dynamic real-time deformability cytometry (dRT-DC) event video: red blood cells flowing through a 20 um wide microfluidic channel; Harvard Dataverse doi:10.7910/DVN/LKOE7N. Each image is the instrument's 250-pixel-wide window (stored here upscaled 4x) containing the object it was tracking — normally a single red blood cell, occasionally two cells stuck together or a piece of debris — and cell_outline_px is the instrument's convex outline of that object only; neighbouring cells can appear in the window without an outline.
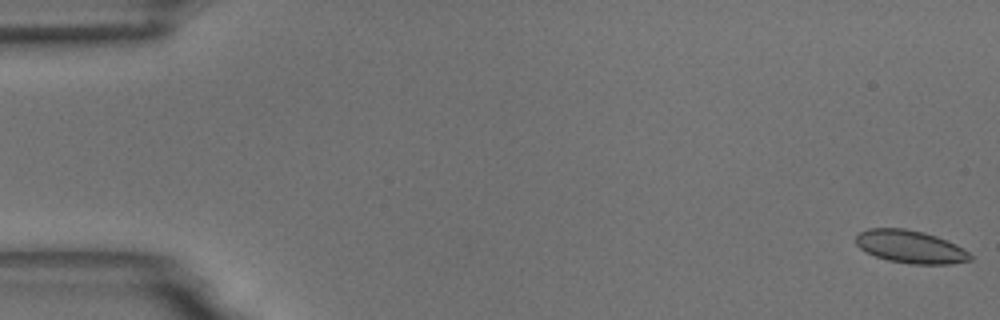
{"species": "common noctule bat (a hibernating species)", "species_latin": "Nyctalus noctula", "temperature_condition": "room temperature", "stored_images_in_passage": 55, "camera_frame_rate_fps": 3000, "um_per_image_px": 0.085, "animal": {"sex": "male", "body_mass_g": 18.8}, "frame": {"image": 1, "passage_image": 1, "time_ms": 0.0, "image_size_px": [1000, 320], "cell_outline_px": [[972, 260], [948, 264], [912, 264], [888, 260], [876, 256], [860, 248], [856, 244], [856, 236], [860, 232], [868, 228], [904, 228], [924, 232], [936, 236], [956, 244], [964, 248], [972, 256]], "centroid_in_image_um": [77.4, 20.97], "position_along_channel_um": 7.6, "area_um2": 21.79}}
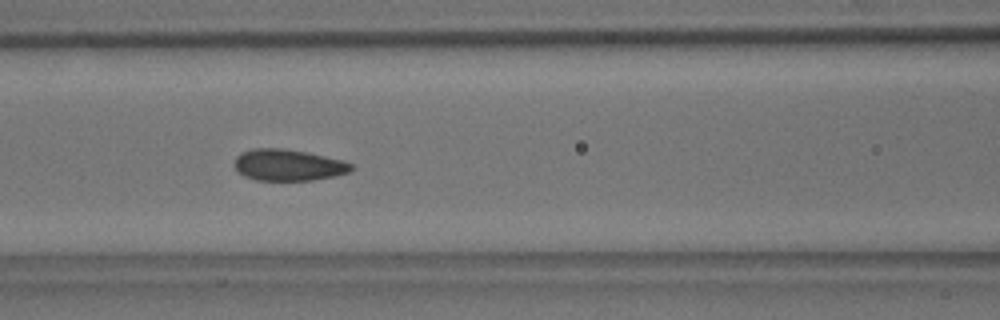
{"frame": {"image": 2, "passage_image": 24, "time_ms": 7.667, "image_size_px": [1000, 320], "cell_outline_px": [[352, 168], [348, 172], [336, 176], [312, 180], [256, 180], [244, 176], [236, 168], [236, 156], [240, 152], [252, 148], [280, 148], [308, 152], [344, 160], [352, 164]], "centroid_in_image_um": [24.51, 14.02], "position_along_channel_um": 142.1, "area_um2": 21.39}}
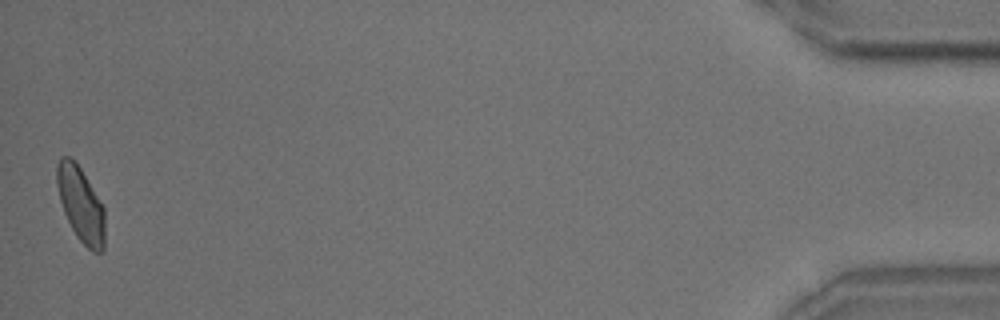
{"frame": {"image": 3, "passage_image": 55, "time_ms": 18.0, "image_size_px": [1000, 320], "cell_outline_px": [[104, 252], [92, 252], [76, 236], [64, 212], [60, 200], [56, 184], [56, 164], [60, 156], [68, 156], [76, 160], [104, 208]], "centroid_in_image_um": [6.85, 17.34], "position_along_channel_um": 428.4, "area_um2": 20.98}, "authors_computed_cell_mechanics": {"area_um2": 21.4438, "velocity_mm_per_s": 3.6622, "shape_relaxation_time_tau1_ms": 4.1637, "shape_relaxation_time_tau2_ms": 0.5892, "deformation_change_tau1": 0.1045, "deformation_change_tau2": 0.0521}}